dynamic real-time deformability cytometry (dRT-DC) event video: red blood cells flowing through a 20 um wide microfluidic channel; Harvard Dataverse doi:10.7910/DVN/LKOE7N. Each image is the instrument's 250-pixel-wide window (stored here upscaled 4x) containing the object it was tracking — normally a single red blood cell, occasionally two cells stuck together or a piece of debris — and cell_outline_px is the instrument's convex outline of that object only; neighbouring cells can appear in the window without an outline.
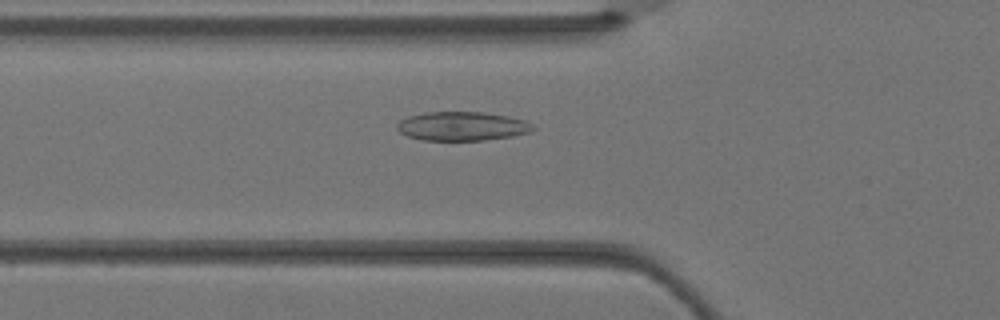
{"species": "Egyptian fruit bat (a non-hibernating species)", "species_latin": "Rousettus aegyptiacus", "temperature_condition": "warm", "stored_images_in_passage": 4, "camera_frame_rate_fps": 3000, "um_per_image_px": 0.085, "animal": {"sex": "female"}, "frame": {"image": 1, "passage_image": 3, "time_ms": 0.667, "image_size_px": [1000, 320], "cell_outline_px": [[536, 128], [528, 132], [512, 136], [480, 140], [424, 140], [408, 136], [400, 132], [396, 128], [396, 124], [400, 120], [408, 116], [424, 112], [484, 112], [508, 116], [524, 120], [532, 124]], "centroid_in_image_um": [39.25, 10.72], "position_along_channel_um": 86.5, "area_um2": 22.83}}